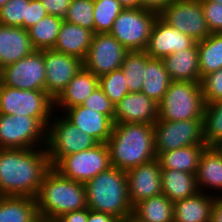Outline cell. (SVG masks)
I'll return each instance as SVG.
<instances>
[{"mask_svg": "<svg viewBox=\"0 0 222 222\" xmlns=\"http://www.w3.org/2000/svg\"><path fill=\"white\" fill-rule=\"evenodd\" d=\"M172 81L201 83L197 43L161 59Z\"/></svg>", "mask_w": 222, "mask_h": 222, "instance_id": "7402d4cb", "label": "cell"}, {"mask_svg": "<svg viewBox=\"0 0 222 222\" xmlns=\"http://www.w3.org/2000/svg\"><path fill=\"white\" fill-rule=\"evenodd\" d=\"M87 222H120L114 215L103 213L100 211L90 210L88 208Z\"/></svg>", "mask_w": 222, "mask_h": 222, "instance_id": "bcb514c9", "label": "cell"}, {"mask_svg": "<svg viewBox=\"0 0 222 222\" xmlns=\"http://www.w3.org/2000/svg\"><path fill=\"white\" fill-rule=\"evenodd\" d=\"M47 15L48 13L40 0H30L29 6H27V19H24V29H29Z\"/></svg>", "mask_w": 222, "mask_h": 222, "instance_id": "b9f144b4", "label": "cell"}, {"mask_svg": "<svg viewBox=\"0 0 222 222\" xmlns=\"http://www.w3.org/2000/svg\"><path fill=\"white\" fill-rule=\"evenodd\" d=\"M62 114L81 132L89 134L99 143H106L112 134L114 121L102 113L78 105Z\"/></svg>", "mask_w": 222, "mask_h": 222, "instance_id": "d6986e66", "label": "cell"}, {"mask_svg": "<svg viewBox=\"0 0 222 222\" xmlns=\"http://www.w3.org/2000/svg\"><path fill=\"white\" fill-rule=\"evenodd\" d=\"M93 32L63 20L53 50L85 59L90 48Z\"/></svg>", "mask_w": 222, "mask_h": 222, "instance_id": "603a6c76", "label": "cell"}, {"mask_svg": "<svg viewBox=\"0 0 222 222\" xmlns=\"http://www.w3.org/2000/svg\"><path fill=\"white\" fill-rule=\"evenodd\" d=\"M159 16L169 25L190 36L196 42L204 40L210 31L201 0H175Z\"/></svg>", "mask_w": 222, "mask_h": 222, "instance_id": "4fadbf2b", "label": "cell"}, {"mask_svg": "<svg viewBox=\"0 0 222 222\" xmlns=\"http://www.w3.org/2000/svg\"><path fill=\"white\" fill-rule=\"evenodd\" d=\"M198 60L201 79L222 68V32L211 33L198 41Z\"/></svg>", "mask_w": 222, "mask_h": 222, "instance_id": "4dcf8cb0", "label": "cell"}, {"mask_svg": "<svg viewBox=\"0 0 222 222\" xmlns=\"http://www.w3.org/2000/svg\"><path fill=\"white\" fill-rule=\"evenodd\" d=\"M211 1H214V2H216V3H221V5H222V0H211Z\"/></svg>", "mask_w": 222, "mask_h": 222, "instance_id": "db71d44e", "label": "cell"}, {"mask_svg": "<svg viewBox=\"0 0 222 222\" xmlns=\"http://www.w3.org/2000/svg\"><path fill=\"white\" fill-rule=\"evenodd\" d=\"M214 196L198 192L173 202V222H211Z\"/></svg>", "mask_w": 222, "mask_h": 222, "instance_id": "cb8c5ba5", "label": "cell"}, {"mask_svg": "<svg viewBox=\"0 0 222 222\" xmlns=\"http://www.w3.org/2000/svg\"><path fill=\"white\" fill-rule=\"evenodd\" d=\"M158 104L142 92L128 93L116 106L114 123L154 124Z\"/></svg>", "mask_w": 222, "mask_h": 222, "instance_id": "ac0fdd59", "label": "cell"}, {"mask_svg": "<svg viewBox=\"0 0 222 222\" xmlns=\"http://www.w3.org/2000/svg\"><path fill=\"white\" fill-rule=\"evenodd\" d=\"M99 87L114 106L129 93L126 78L121 68L99 77Z\"/></svg>", "mask_w": 222, "mask_h": 222, "instance_id": "d590c367", "label": "cell"}, {"mask_svg": "<svg viewBox=\"0 0 222 222\" xmlns=\"http://www.w3.org/2000/svg\"><path fill=\"white\" fill-rule=\"evenodd\" d=\"M48 15L64 18L71 0H40Z\"/></svg>", "mask_w": 222, "mask_h": 222, "instance_id": "7bdbcfd3", "label": "cell"}, {"mask_svg": "<svg viewBox=\"0 0 222 222\" xmlns=\"http://www.w3.org/2000/svg\"><path fill=\"white\" fill-rule=\"evenodd\" d=\"M34 50L27 30L0 25V69L28 56Z\"/></svg>", "mask_w": 222, "mask_h": 222, "instance_id": "44dd1931", "label": "cell"}, {"mask_svg": "<svg viewBox=\"0 0 222 222\" xmlns=\"http://www.w3.org/2000/svg\"><path fill=\"white\" fill-rule=\"evenodd\" d=\"M111 167L106 143L62 157L53 168L73 181L85 184Z\"/></svg>", "mask_w": 222, "mask_h": 222, "instance_id": "30bf717a", "label": "cell"}, {"mask_svg": "<svg viewBox=\"0 0 222 222\" xmlns=\"http://www.w3.org/2000/svg\"><path fill=\"white\" fill-rule=\"evenodd\" d=\"M86 203L90 210L114 215L120 221L132 214L124 170L110 167L85 184Z\"/></svg>", "mask_w": 222, "mask_h": 222, "instance_id": "277c9868", "label": "cell"}, {"mask_svg": "<svg viewBox=\"0 0 222 222\" xmlns=\"http://www.w3.org/2000/svg\"><path fill=\"white\" fill-rule=\"evenodd\" d=\"M173 1L175 0H141V8L159 15Z\"/></svg>", "mask_w": 222, "mask_h": 222, "instance_id": "f6af8a7d", "label": "cell"}, {"mask_svg": "<svg viewBox=\"0 0 222 222\" xmlns=\"http://www.w3.org/2000/svg\"><path fill=\"white\" fill-rule=\"evenodd\" d=\"M46 132L36 118L0 114V148L46 147Z\"/></svg>", "mask_w": 222, "mask_h": 222, "instance_id": "9c48e42d", "label": "cell"}, {"mask_svg": "<svg viewBox=\"0 0 222 222\" xmlns=\"http://www.w3.org/2000/svg\"><path fill=\"white\" fill-rule=\"evenodd\" d=\"M54 109V100L45 91L21 90L0 83V114L30 116L47 129Z\"/></svg>", "mask_w": 222, "mask_h": 222, "instance_id": "8992f818", "label": "cell"}, {"mask_svg": "<svg viewBox=\"0 0 222 222\" xmlns=\"http://www.w3.org/2000/svg\"><path fill=\"white\" fill-rule=\"evenodd\" d=\"M212 147L222 158V139L213 144Z\"/></svg>", "mask_w": 222, "mask_h": 222, "instance_id": "681fc988", "label": "cell"}, {"mask_svg": "<svg viewBox=\"0 0 222 222\" xmlns=\"http://www.w3.org/2000/svg\"><path fill=\"white\" fill-rule=\"evenodd\" d=\"M38 218L35 198L0 196V222H35Z\"/></svg>", "mask_w": 222, "mask_h": 222, "instance_id": "83f0119b", "label": "cell"}, {"mask_svg": "<svg viewBox=\"0 0 222 222\" xmlns=\"http://www.w3.org/2000/svg\"><path fill=\"white\" fill-rule=\"evenodd\" d=\"M153 125L156 156L186 146L206 145L203 136V119L157 120Z\"/></svg>", "mask_w": 222, "mask_h": 222, "instance_id": "8fae6325", "label": "cell"}, {"mask_svg": "<svg viewBox=\"0 0 222 222\" xmlns=\"http://www.w3.org/2000/svg\"><path fill=\"white\" fill-rule=\"evenodd\" d=\"M97 87H99V78L82 67L54 101V108H56L54 113L58 109L57 113L60 112L61 115L66 109L82 105Z\"/></svg>", "mask_w": 222, "mask_h": 222, "instance_id": "ffe728a7", "label": "cell"}, {"mask_svg": "<svg viewBox=\"0 0 222 222\" xmlns=\"http://www.w3.org/2000/svg\"><path fill=\"white\" fill-rule=\"evenodd\" d=\"M162 193L171 201L192 197L200 192L196 174L173 169H161Z\"/></svg>", "mask_w": 222, "mask_h": 222, "instance_id": "484cf974", "label": "cell"}, {"mask_svg": "<svg viewBox=\"0 0 222 222\" xmlns=\"http://www.w3.org/2000/svg\"><path fill=\"white\" fill-rule=\"evenodd\" d=\"M35 222H54V221L48 220V219H43V218H38Z\"/></svg>", "mask_w": 222, "mask_h": 222, "instance_id": "816d5d0a", "label": "cell"}, {"mask_svg": "<svg viewBox=\"0 0 222 222\" xmlns=\"http://www.w3.org/2000/svg\"><path fill=\"white\" fill-rule=\"evenodd\" d=\"M81 106L102 113L114 121L115 106L100 87H97Z\"/></svg>", "mask_w": 222, "mask_h": 222, "instance_id": "ab89813d", "label": "cell"}, {"mask_svg": "<svg viewBox=\"0 0 222 222\" xmlns=\"http://www.w3.org/2000/svg\"><path fill=\"white\" fill-rule=\"evenodd\" d=\"M98 144L96 139L81 132L63 114L57 117L53 113L47 127L45 147L51 167L62 157L91 149Z\"/></svg>", "mask_w": 222, "mask_h": 222, "instance_id": "52a82bcc", "label": "cell"}, {"mask_svg": "<svg viewBox=\"0 0 222 222\" xmlns=\"http://www.w3.org/2000/svg\"><path fill=\"white\" fill-rule=\"evenodd\" d=\"M207 145H192L160 153L156 158L161 169L196 174L201 155Z\"/></svg>", "mask_w": 222, "mask_h": 222, "instance_id": "4316f807", "label": "cell"}, {"mask_svg": "<svg viewBox=\"0 0 222 222\" xmlns=\"http://www.w3.org/2000/svg\"><path fill=\"white\" fill-rule=\"evenodd\" d=\"M8 0H0V9L3 7V5L7 2Z\"/></svg>", "mask_w": 222, "mask_h": 222, "instance_id": "f5cc1de1", "label": "cell"}, {"mask_svg": "<svg viewBox=\"0 0 222 222\" xmlns=\"http://www.w3.org/2000/svg\"><path fill=\"white\" fill-rule=\"evenodd\" d=\"M173 202L163 193L139 201L132 214L143 222H173Z\"/></svg>", "mask_w": 222, "mask_h": 222, "instance_id": "f1b7e54d", "label": "cell"}, {"mask_svg": "<svg viewBox=\"0 0 222 222\" xmlns=\"http://www.w3.org/2000/svg\"><path fill=\"white\" fill-rule=\"evenodd\" d=\"M132 207L141 200L162 193L161 167L157 158L125 171Z\"/></svg>", "mask_w": 222, "mask_h": 222, "instance_id": "2e32d148", "label": "cell"}, {"mask_svg": "<svg viewBox=\"0 0 222 222\" xmlns=\"http://www.w3.org/2000/svg\"><path fill=\"white\" fill-rule=\"evenodd\" d=\"M45 80L44 50H34L1 69L0 83L11 88L45 91Z\"/></svg>", "mask_w": 222, "mask_h": 222, "instance_id": "7c38bea8", "label": "cell"}, {"mask_svg": "<svg viewBox=\"0 0 222 222\" xmlns=\"http://www.w3.org/2000/svg\"><path fill=\"white\" fill-rule=\"evenodd\" d=\"M201 87L205 104L222 100V68L207 74L201 81Z\"/></svg>", "mask_w": 222, "mask_h": 222, "instance_id": "f35d334b", "label": "cell"}, {"mask_svg": "<svg viewBox=\"0 0 222 222\" xmlns=\"http://www.w3.org/2000/svg\"><path fill=\"white\" fill-rule=\"evenodd\" d=\"M124 8H141V0H117Z\"/></svg>", "mask_w": 222, "mask_h": 222, "instance_id": "c3c4849f", "label": "cell"}, {"mask_svg": "<svg viewBox=\"0 0 222 222\" xmlns=\"http://www.w3.org/2000/svg\"><path fill=\"white\" fill-rule=\"evenodd\" d=\"M123 9L117 0H94V33H109Z\"/></svg>", "mask_w": 222, "mask_h": 222, "instance_id": "836d02e7", "label": "cell"}, {"mask_svg": "<svg viewBox=\"0 0 222 222\" xmlns=\"http://www.w3.org/2000/svg\"><path fill=\"white\" fill-rule=\"evenodd\" d=\"M196 180L201 192L213 196H216L218 191L222 193V158L212 146H207L201 155ZM211 189L215 194L210 192Z\"/></svg>", "mask_w": 222, "mask_h": 222, "instance_id": "d4e9b609", "label": "cell"}, {"mask_svg": "<svg viewBox=\"0 0 222 222\" xmlns=\"http://www.w3.org/2000/svg\"><path fill=\"white\" fill-rule=\"evenodd\" d=\"M127 52L110 33H94L83 67L99 78L121 68Z\"/></svg>", "mask_w": 222, "mask_h": 222, "instance_id": "5bb4252c", "label": "cell"}, {"mask_svg": "<svg viewBox=\"0 0 222 222\" xmlns=\"http://www.w3.org/2000/svg\"><path fill=\"white\" fill-rule=\"evenodd\" d=\"M120 222H143L136 218L133 214H130L128 217H126L123 221Z\"/></svg>", "mask_w": 222, "mask_h": 222, "instance_id": "f907efd6", "label": "cell"}, {"mask_svg": "<svg viewBox=\"0 0 222 222\" xmlns=\"http://www.w3.org/2000/svg\"><path fill=\"white\" fill-rule=\"evenodd\" d=\"M151 57L143 51H128L124 57L121 69L126 78L130 93L141 92L144 77V67Z\"/></svg>", "mask_w": 222, "mask_h": 222, "instance_id": "d6a6232c", "label": "cell"}, {"mask_svg": "<svg viewBox=\"0 0 222 222\" xmlns=\"http://www.w3.org/2000/svg\"><path fill=\"white\" fill-rule=\"evenodd\" d=\"M44 61L46 70L45 92L55 101L83 67V61L78 57L53 49L44 50Z\"/></svg>", "mask_w": 222, "mask_h": 222, "instance_id": "9a60e30c", "label": "cell"}, {"mask_svg": "<svg viewBox=\"0 0 222 222\" xmlns=\"http://www.w3.org/2000/svg\"><path fill=\"white\" fill-rule=\"evenodd\" d=\"M196 43L193 38L167 24L158 16L145 51L153 59H162L172 53L193 47Z\"/></svg>", "mask_w": 222, "mask_h": 222, "instance_id": "e0dca14e", "label": "cell"}, {"mask_svg": "<svg viewBox=\"0 0 222 222\" xmlns=\"http://www.w3.org/2000/svg\"><path fill=\"white\" fill-rule=\"evenodd\" d=\"M203 136L207 146H212L222 139V100L205 104Z\"/></svg>", "mask_w": 222, "mask_h": 222, "instance_id": "e575fe53", "label": "cell"}, {"mask_svg": "<svg viewBox=\"0 0 222 222\" xmlns=\"http://www.w3.org/2000/svg\"><path fill=\"white\" fill-rule=\"evenodd\" d=\"M50 168L45 147L0 148V196L35 198Z\"/></svg>", "mask_w": 222, "mask_h": 222, "instance_id": "6da1fadb", "label": "cell"}, {"mask_svg": "<svg viewBox=\"0 0 222 222\" xmlns=\"http://www.w3.org/2000/svg\"><path fill=\"white\" fill-rule=\"evenodd\" d=\"M63 18L47 15L27 29L35 50L53 49L61 29Z\"/></svg>", "mask_w": 222, "mask_h": 222, "instance_id": "1f68e13d", "label": "cell"}, {"mask_svg": "<svg viewBox=\"0 0 222 222\" xmlns=\"http://www.w3.org/2000/svg\"><path fill=\"white\" fill-rule=\"evenodd\" d=\"M211 222H222V194L220 192L214 196L211 212Z\"/></svg>", "mask_w": 222, "mask_h": 222, "instance_id": "7dc6e473", "label": "cell"}, {"mask_svg": "<svg viewBox=\"0 0 222 222\" xmlns=\"http://www.w3.org/2000/svg\"><path fill=\"white\" fill-rule=\"evenodd\" d=\"M39 218H56L87 208L85 185L64 177L53 167L45 174L35 196Z\"/></svg>", "mask_w": 222, "mask_h": 222, "instance_id": "3957f363", "label": "cell"}, {"mask_svg": "<svg viewBox=\"0 0 222 222\" xmlns=\"http://www.w3.org/2000/svg\"><path fill=\"white\" fill-rule=\"evenodd\" d=\"M30 0H8L0 9V25L24 28Z\"/></svg>", "mask_w": 222, "mask_h": 222, "instance_id": "74e56055", "label": "cell"}, {"mask_svg": "<svg viewBox=\"0 0 222 222\" xmlns=\"http://www.w3.org/2000/svg\"><path fill=\"white\" fill-rule=\"evenodd\" d=\"M88 207L78 211H71L54 220V222H87Z\"/></svg>", "mask_w": 222, "mask_h": 222, "instance_id": "ee69618b", "label": "cell"}, {"mask_svg": "<svg viewBox=\"0 0 222 222\" xmlns=\"http://www.w3.org/2000/svg\"><path fill=\"white\" fill-rule=\"evenodd\" d=\"M158 16L157 13L142 8H124L109 33L128 51L146 50Z\"/></svg>", "mask_w": 222, "mask_h": 222, "instance_id": "ba28073f", "label": "cell"}, {"mask_svg": "<svg viewBox=\"0 0 222 222\" xmlns=\"http://www.w3.org/2000/svg\"><path fill=\"white\" fill-rule=\"evenodd\" d=\"M94 0H71L63 20L89 29L94 33Z\"/></svg>", "mask_w": 222, "mask_h": 222, "instance_id": "8d00e7d4", "label": "cell"}, {"mask_svg": "<svg viewBox=\"0 0 222 222\" xmlns=\"http://www.w3.org/2000/svg\"><path fill=\"white\" fill-rule=\"evenodd\" d=\"M171 81L162 60L151 58L144 67L141 92L158 104L163 99Z\"/></svg>", "mask_w": 222, "mask_h": 222, "instance_id": "f546056e", "label": "cell"}, {"mask_svg": "<svg viewBox=\"0 0 222 222\" xmlns=\"http://www.w3.org/2000/svg\"><path fill=\"white\" fill-rule=\"evenodd\" d=\"M204 107L201 83L171 81L163 99L158 103L157 120L203 119Z\"/></svg>", "mask_w": 222, "mask_h": 222, "instance_id": "5b68a950", "label": "cell"}, {"mask_svg": "<svg viewBox=\"0 0 222 222\" xmlns=\"http://www.w3.org/2000/svg\"><path fill=\"white\" fill-rule=\"evenodd\" d=\"M204 16L210 33L222 32V5L211 0H201Z\"/></svg>", "mask_w": 222, "mask_h": 222, "instance_id": "60d3db41", "label": "cell"}, {"mask_svg": "<svg viewBox=\"0 0 222 222\" xmlns=\"http://www.w3.org/2000/svg\"><path fill=\"white\" fill-rule=\"evenodd\" d=\"M106 145L111 166L124 171L157 157L153 124L114 123Z\"/></svg>", "mask_w": 222, "mask_h": 222, "instance_id": "7a4b0ae2", "label": "cell"}]
</instances>
